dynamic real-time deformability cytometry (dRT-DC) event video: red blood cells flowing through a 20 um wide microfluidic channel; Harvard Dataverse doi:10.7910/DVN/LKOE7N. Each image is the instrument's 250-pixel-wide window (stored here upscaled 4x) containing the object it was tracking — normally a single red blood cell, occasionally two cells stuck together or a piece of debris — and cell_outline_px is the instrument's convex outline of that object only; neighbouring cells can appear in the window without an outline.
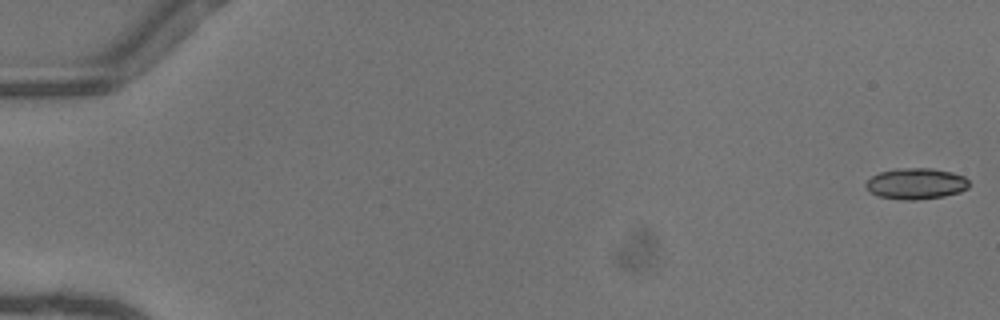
{"species": "common noctule bat (a hibernating species)", "species_latin": "Nyctalus noctula", "temperature_condition": "warm", "stored_images_in_passage": 52, "camera_frame_rate_fps": 3000, "um_per_image_px": 0.085, "animal": {"sex": "female"}, "frame": {"image": 1, "passage_image": 1, "time_ms": 0.0, "image_size_px": [1000, 320], "cell_outline_px": [[968, 188], [960, 192], [944, 196], [916, 200], [904, 200], [876, 196], [868, 192], [864, 184], [872, 176], [880, 172], [896, 168], [932, 168], [952, 172], [964, 176], [968, 180]], "centroid_in_image_um": [77.83, 15.61], "position_along_channel_um": 7.2, "area_um2": 18.9}}
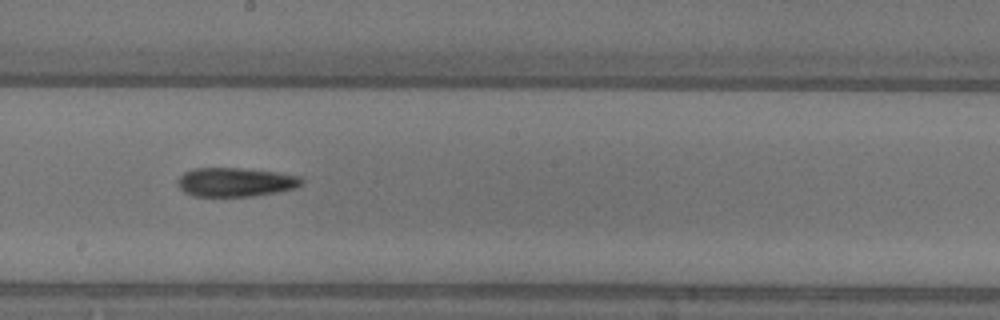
{"frame": {"image": 2, "passage_image": 30, "time_ms": 9.667, "image_size_px": [1000, 320], "cell_outline_px": [[304, 184], [296, 188], [276, 192], [252, 196], [192, 196], [184, 192], [176, 184], [176, 180], [184, 172], [192, 168], [240, 168], [280, 172], [304, 176]], "centroid_in_image_um": [20.05, 15.47], "position_along_channel_um": 228.2, "area_um2": 21.33}}
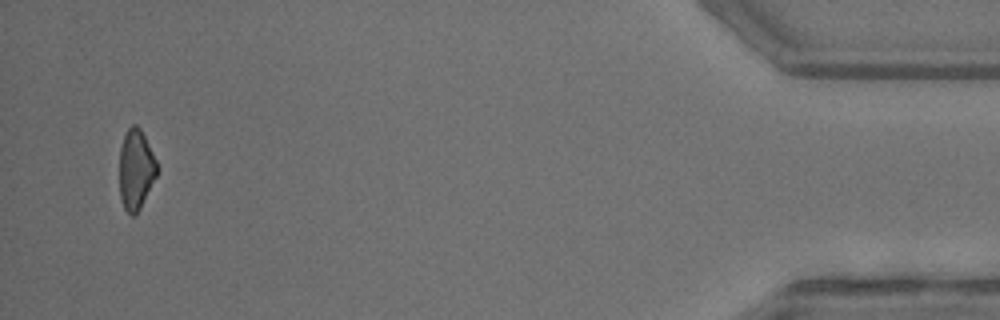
{"frame": {"image": 3, "passage_image": 50, "time_ms": 16.333, "image_size_px": [1000, 320], "cell_outline_px": [[156, 176], [140, 208], [132, 216], [124, 208], [120, 200], [120, 148], [124, 136], [128, 128], [132, 124], [136, 124], [140, 128], [156, 160]], "centroid_in_image_um": [11.53, 14.4], "position_along_channel_um": 423.7, "area_um2": 17.17}, "authors_computed_cell_mechanics": {"area_um2": 19.7098, "velocity_mm_per_s": 4.128, "shape_relaxation_time_tau1_ms": 6.2044, "shape_relaxation_time_tau2_ms": 11.0517, "deformation_change_tau1": 0.1968, "deformation_change_tau2": 0.3068}}